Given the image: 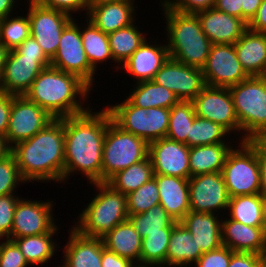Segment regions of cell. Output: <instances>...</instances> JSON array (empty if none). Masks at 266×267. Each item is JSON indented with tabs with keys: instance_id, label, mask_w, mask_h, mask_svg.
<instances>
[{
	"instance_id": "obj_17",
	"label": "cell",
	"mask_w": 266,
	"mask_h": 267,
	"mask_svg": "<svg viewBox=\"0 0 266 267\" xmlns=\"http://www.w3.org/2000/svg\"><path fill=\"white\" fill-rule=\"evenodd\" d=\"M53 207V201L20 198L14 210L13 225L8 239L49 233L56 226Z\"/></svg>"
},
{
	"instance_id": "obj_30",
	"label": "cell",
	"mask_w": 266,
	"mask_h": 267,
	"mask_svg": "<svg viewBox=\"0 0 266 267\" xmlns=\"http://www.w3.org/2000/svg\"><path fill=\"white\" fill-rule=\"evenodd\" d=\"M234 147L228 143H218L190 147V177L200 174L221 172L228 152Z\"/></svg>"
},
{
	"instance_id": "obj_32",
	"label": "cell",
	"mask_w": 266,
	"mask_h": 267,
	"mask_svg": "<svg viewBox=\"0 0 266 267\" xmlns=\"http://www.w3.org/2000/svg\"><path fill=\"white\" fill-rule=\"evenodd\" d=\"M126 98L137 107L149 109L161 107L170 109L179 102L177 96L166 87L152 80L137 82Z\"/></svg>"
},
{
	"instance_id": "obj_5",
	"label": "cell",
	"mask_w": 266,
	"mask_h": 267,
	"mask_svg": "<svg viewBox=\"0 0 266 267\" xmlns=\"http://www.w3.org/2000/svg\"><path fill=\"white\" fill-rule=\"evenodd\" d=\"M98 193L78 216L75 230L88 237L102 239L116 225L128 219L127 197L106 182L91 183Z\"/></svg>"
},
{
	"instance_id": "obj_6",
	"label": "cell",
	"mask_w": 266,
	"mask_h": 267,
	"mask_svg": "<svg viewBox=\"0 0 266 267\" xmlns=\"http://www.w3.org/2000/svg\"><path fill=\"white\" fill-rule=\"evenodd\" d=\"M242 140L266 138V76H250L230 86Z\"/></svg>"
},
{
	"instance_id": "obj_26",
	"label": "cell",
	"mask_w": 266,
	"mask_h": 267,
	"mask_svg": "<svg viewBox=\"0 0 266 267\" xmlns=\"http://www.w3.org/2000/svg\"><path fill=\"white\" fill-rule=\"evenodd\" d=\"M201 213L189 211L179 222L192 234L197 247L206 253L221 247V220L219 213Z\"/></svg>"
},
{
	"instance_id": "obj_11",
	"label": "cell",
	"mask_w": 266,
	"mask_h": 267,
	"mask_svg": "<svg viewBox=\"0 0 266 267\" xmlns=\"http://www.w3.org/2000/svg\"><path fill=\"white\" fill-rule=\"evenodd\" d=\"M54 118L25 95H12L6 142L11 148L41 131Z\"/></svg>"
},
{
	"instance_id": "obj_61",
	"label": "cell",
	"mask_w": 266,
	"mask_h": 267,
	"mask_svg": "<svg viewBox=\"0 0 266 267\" xmlns=\"http://www.w3.org/2000/svg\"><path fill=\"white\" fill-rule=\"evenodd\" d=\"M133 267H155L152 265H142V264H135ZM157 267V266H156Z\"/></svg>"
},
{
	"instance_id": "obj_24",
	"label": "cell",
	"mask_w": 266,
	"mask_h": 267,
	"mask_svg": "<svg viewBox=\"0 0 266 267\" xmlns=\"http://www.w3.org/2000/svg\"><path fill=\"white\" fill-rule=\"evenodd\" d=\"M68 241L64 246L63 265L65 267H101L103 239L80 234L73 227L68 231Z\"/></svg>"
},
{
	"instance_id": "obj_25",
	"label": "cell",
	"mask_w": 266,
	"mask_h": 267,
	"mask_svg": "<svg viewBox=\"0 0 266 267\" xmlns=\"http://www.w3.org/2000/svg\"><path fill=\"white\" fill-rule=\"evenodd\" d=\"M159 191V204L179 222L190 211L189 179L154 174Z\"/></svg>"
},
{
	"instance_id": "obj_12",
	"label": "cell",
	"mask_w": 266,
	"mask_h": 267,
	"mask_svg": "<svg viewBox=\"0 0 266 267\" xmlns=\"http://www.w3.org/2000/svg\"><path fill=\"white\" fill-rule=\"evenodd\" d=\"M27 3L30 35L51 60L58 50L63 29L73 17L65 12L38 5L32 0H27Z\"/></svg>"
},
{
	"instance_id": "obj_41",
	"label": "cell",
	"mask_w": 266,
	"mask_h": 267,
	"mask_svg": "<svg viewBox=\"0 0 266 267\" xmlns=\"http://www.w3.org/2000/svg\"><path fill=\"white\" fill-rule=\"evenodd\" d=\"M30 36V23L28 14L24 17L7 16L0 18V43L8 50L16 49Z\"/></svg>"
},
{
	"instance_id": "obj_36",
	"label": "cell",
	"mask_w": 266,
	"mask_h": 267,
	"mask_svg": "<svg viewBox=\"0 0 266 267\" xmlns=\"http://www.w3.org/2000/svg\"><path fill=\"white\" fill-rule=\"evenodd\" d=\"M227 216L244 225L264 227L262 221L261 194L240 195L229 198ZM231 215V216H230Z\"/></svg>"
},
{
	"instance_id": "obj_48",
	"label": "cell",
	"mask_w": 266,
	"mask_h": 267,
	"mask_svg": "<svg viewBox=\"0 0 266 267\" xmlns=\"http://www.w3.org/2000/svg\"><path fill=\"white\" fill-rule=\"evenodd\" d=\"M169 7L182 13H197L214 7L216 0H163Z\"/></svg>"
},
{
	"instance_id": "obj_54",
	"label": "cell",
	"mask_w": 266,
	"mask_h": 267,
	"mask_svg": "<svg viewBox=\"0 0 266 267\" xmlns=\"http://www.w3.org/2000/svg\"><path fill=\"white\" fill-rule=\"evenodd\" d=\"M248 28L255 32L266 33V0H262L255 17L248 24Z\"/></svg>"
},
{
	"instance_id": "obj_53",
	"label": "cell",
	"mask_w": 266,
	"mask_h": 267,
	"mask_svg": "<svg viewBox=\"0 0 266 267\" xmlns=\"http://www.w3.org/2000/svg\"><path fill=\"white\" fill-rule=\"evenodd\" d=\"M241 0H216L214 7L229 15L242 19Z\"/></svg>"
},
{
	"instance_id": "obj_31",
	"label": "cell",
	"mask_w": 266,
	"mask_h": 267,
	"mask_svg": "<svg viewBox=\"0 0 266 267\" xmlns=\"http://www.w3.org/2000/svg\"><path fill=\"white\" fill-rule=\"evenodd\" d=\"M56 225L49 233L14 238L13 241L19 247L29 265H44L48 263L57 249L58 244L53 240L58 232Z\"/></svg>"
},
{
	"instance_id": "obj_35",
	"label": "cell",
	"mask_w": 266,
	"mask_h": 267,
	"mask_svg": "<svg viewBox=\"0 0 266 267\" xmlns=\"http://www.w3.org/2000/svg\"><path fill=\"white\" fill-rule=\"evenodd\" d=\"M153 175L152 162L148 156L145 160L118 171L106 183L115 191L127 195L148 182Z\"/></svg>"
},
{
	"instance_id": "obj_13",
	"label": "cell",
	"mask_w": 266,
	"mask_h": 267,
	"mask_svg": "<svg viewBox=\"0 0 266 267\" xmlns=\"http://www.w3.org/2000/svg\"><path fill=\"white\" fill-rule=\"evenodd\" d=\"M51 66L48 57L29 58L9 50L0 77V92L25 95L43 69Z\"/></svg>"
},
{
	"instance_id": "obj_55",
	"label": "cell",
	"mask_w": 266,
	"mask_h": 267,
	"mask_svg": "<svg viewBox=\"0 0 266 267\" xmlns=\"http://www.w3.org/2000/svg\"><path fill=\"white\" fill-rule=\"evenodd\" d=\"M262 0H241L242 19L249 24L255 17Z\"/></svg>"
},
{
	"instance_id": "obj_4",
	"label": "cell",
	"mask_w": 266,
	"mask_h": 267,
	"mask_svg": "<svg viewBox=\"0 0 266 267\" xmlns=\"http://www.w3.org/2000/svg\"><path fill=\"white\" fill-rule=\"evenodd\" d=\"M166 18V46L170 58L182 64L202 69L207 61L212 42L201 29L198 16L182 13L160 0Z\"/></svg>"
},
{
	"instance_id": "obj_50",
	"label": "cell",
	"mask_w": 266,
	"mask_h": 267,
	"mask_svg": "<svg viewBox=\"0 0 266 267\" xmlns=\"http://www.w3.org/2000/svg\"><path fill=\"white\" fill-rule=\"evenodd\" d=\"M11 107L12 95L0 92V135L4 138L7 134Z\"/></svg>"
},
{
	"instance_id": "obj_59",
	"label": "cell",
	"mask_w": 266,
	"mask_h": 267,
	"mask_svg": "<svg viewBox=\"0 0 266 267\" xmlns=\"http://www.w3.org/2000/svg\"><path fill=\"white\" fill-rule=\"evenodd\" d=\"M8 49L0 43V77L8 54Z\"/></svg>"
},
{
	"instance_id": "obj_21",
	"label": "cell",
	"mask_w": 266,
	"mask_h": 267,
	"mask_svg": "<svg viewBox=\"0 0 266 267\" xmlns=\"http://www.w3.org/2000/svg\"><path fill=\"white\" fill-rule=\"evenodd\" d=\"M195 14L202 31L212 44H235L248 29V24L243 19L219 11L215 7Z\"/></svg>"
},
{
	"instance_id": "obj_10",
	"label": "cell",
	"mask_w": 266,
	"mask_h": 267,
	"mask_svg": "<svg viewBox=\"0 0 266 267\" xmlns=\"http://www.w3.org/2000/svg\"><path fill=\"white\" fill-rule=\"evenodd\" d=\"M74 19L65 26L61 33L58 50L51 59V67L78 76L92 89L96 71L87 59L80 27Z\"/></svg>"
},
{
	"instance_id": "obj_47",
	"label": "cell",
	"mask_w": 266,
	"mask_h": 267,
	"mask_svg": "<svg viewBox=\"0 0 266 267\" xmlns=\"http://www.w3.org/2000/svg\"><path fill=\"white\" fill-rule=\"evenodd\" d=\"M38 5L59 10L73 16L71 13L80 12L81 10L87 13L89 10L90 0H32ZM73 11V12H72Z\"/></svg>"
},
{
	"instance_id": "obj_8",
	"label": "cell",
	"mask_w": 266,
	"mask_h": 267,
	"mask_svg": "<svg viewBox=\"0 0 266 267\" xmlns=\"http://www.w3.org/2000/svg\"><path fill=\"white\" fill-rule=\"evenodd\" d=\"M149 144L142 138L122 130L112 120L103 142L101 182H107L118 171L148 157Z\"/></svg>"
},
{
	"instance_id": "obj_1",
	"label": "cell",
	"mask_w": 266,
	"mask_h": 267,
	"mask_svg": "<svg viewBox=\"0 0 266 267\" xmlns=\"http://www.w3.org/2000/svg\"><path fill=\"white\" fill-rule=\"evenodd\" d=\"M111 120L107 108L64 117V183L76 172L89 184L101 182L103 142Z\"/></svg>"
},
{
	"instance_id": "obj_34",
	"label": "cell",
	"mask_w": 266,
	"mask_h": 267,
	"mask_svg": "<svg viewBox=\"0 0 266 267\" xmlns=\"http://www.w3.org/2000/svg\"><path fill=\"white\" fill-rule=\"evenodd\" d=\"M85 19L87 23L84 29L80 27V35L87 59L91 67L97 71L98 63L107 62V59L114 61V59L110 51L108 34L98 29L87 18Z\"/></svg>"
},
{
	"instance_id": "obj_9",
	"label": "cell",
	"mask_w": 266,
	"mask_h": 267,
	"mask_svg": "<svg viewBox=\"0 0 266 267\" xmlns=\"http://www.w3.org/2000/svg\"><path fill=\"white\" fill-rule=\"evenodd\" d=\"M112 121L122 130L132 133L148 144L166 138L169 127L170 109L134 106L127 98L120 104L106 107Z\"/></svg>"
},
{
	"instance_id": "obj_46",
	"label": "cell",
	"mask_w": 266,
	"mask_h": 267,
	"mask_svg": "<svg viewBox=\"0 0 266 267\" xmlns=\"http://www.w3.org/2000/svg\"><path fill=\"white\" fill-rule=\"evenodd\" d=\"M233 253L234 251L222 245L218 249L203 253L193 265H196L195 267H228Z\"/></svg>"
},
{
	"instance_id": "obj_56",
	"label": "cell",
	"mask_w": 266,
	"mask_h": 267,
	"mask_svg": "<svg viewBox=\"0 0 266 267\" xmlns=\"http://www.w3.org/2000/svg\"><path fill=\"white\" fill-rule=\"evenodd\" d=\"M259 167L262 189L266 193V138L259 139Z\"/></svg>"
},
{
	"instance_id": "obj_52",
	"label": "cell",
	"mask_w": 266,
	"mask_h": 267,
	"mask_svg": "<svg viewBox=\"0 0 266 267\" xmlns=\"http://www.w3.org/2000/svg\"><path fill=\"white\" fill-rule=\"evenodd\" d=\"M135 264L130 260L107 250H102L101 267H133Z\"/></svg>"
},
{
	"instance_id": "obj_15",
	"label": "cell",
	"mask_w": 266,
	"mask_h": 267,
	"mask_svg": "<svg viewBox=\"0 0 266 267\" xmlns=\"http://www.w3.org/2000/svg\"><path fill=\"white\" fill-rule=\"evenodd\" d=\"M202 70L206 85L212 87L229 88L249 77L237 58L234 44H212Z\"/></svg>"
},
{
	"instance_id": "obj_19",
	"label": "cell",
	"mask_w": 266,
	"mask_h": 267,
	"mask_svg": "<svg viewBox=\"0 0 266 267\" xmlns=\"http://www.w3.org/2000/svg\"><path fill=\"white\" fill-rule=\"evenodd\" d=\"M189 150L186 144L167 138L149 143L148 156L152 162L153 173L189 179Z\"/></svg>"
},
{
	"instance_id": "obj_57",
	"label": "cell",
	"mask_w": 266,
	"mask_h": 267,
	"mask_svg": "<svg viewBox=\"0 0 266 267\" xmlns=\"http://www.w3.org/2000/svg\"><path fill=\"white\" fill-rule=\"evenodd\" d=\"M16 1L17 0H0V18L14 14L13 8L16 6L15 4H17Z\"/></svg>"
},
{
	"instance_id": "obj_33",
	"label": "cell",
	"mask_w": 266,
	"mask_h": 267,
	"mask_svg": "<svg viewBox=\"0 0 266 267\" xmlns=\"http://www.w3.org/2000/svg\"><path fill=\"white\" fill-rule=\"evenodd\" d=\"M136 23L120 28L108 34L110 51L115 63H118V71L123 64L147 39L139 31ZM120 65V66H119Z\"/></svg>"
},
{
	"instance_id": "obj_40",
	"label": "cell",
	"mask_w": 266,
	"mask_h": 267,
	"mask_svg": "<svg viewBox=\"0 0 266 267\" xmlns=\"http://www.w3.org/2000/svg\"><path fill=\"white\" fill-rule=\"evenodd\" d=\"M229 135L230 133L219 124L196 116L190 127V136H187V146L190 148L201 145L228 143L225 139L230 140V138H227Z\"/></svg>"
},
{
	"instance_id": "obj_29",
	"label": "cell",
	"mask_w": 266,
	"mask_h": 267,
	"mask_svg": "<svg viewBox=\"0 0 266 267\" xmlns=\"http://www.w3.org/2000/svg\"><path fill=\"white\" fill-rule=\"evenodd\" d=\"M102 239L107 250L130 260L134 264H140L142 237L128 219L116 225Z\"/></svg>"
},
{
	"instance_id": "obj_42",
	"label": "cell",
	"mask_w": 266,
	"mask_h": 267,
	"mask_svg": "<svg viewBox=\"0 0 266 267\" xmlns=\"http://www.w3.org/2000/svg\"><path fill=\"white\" fill-rule=\"evenodd\" d=\"M127 210L129 215L146 212L152 206L160 202L158 184L153 177L135 191L126 195Z\"/></svg>"
},
{
	"instance_id": "obj_37",
	"label": "cell",
	"mask_w": 266,
	"mask_h": 267,
	"mask_svg": "<svg viewBox=\"0 0 266 267\" xmlns=\"http://www.w3.org/2000/svg\"><path fill=\"white\" fill-rule=\"evenodd\" d=\"M128 220L142 238L147 236V233L172 229L177 222L160 204L152 206L144 213L129 215Z\"/></svg>"
},
{
	"instance_id": "obj_38",
	"label": "cell",
	"mask_w": 266,
	"mask_h": 267,
	"mask_svg": "<svg viewBox=\"0 0 266 267\" xmlns=\"http://www.w3.org/2000/svg\"><path fill=\"white\" fill-rule=\"evenodd\" d=\"M196 117L192 101H179L170 108L166 138L187 145L190 127Z\"/></svg>"
},
{
	"instance_id": "obj_20",
	"label": "cell",
	"mask_w": 266,
	"mask_h": 267,
	"mask_svg": "<svg viewBox=\"0 0 266 267\" xmlns=\"http://www.w3.org/2000/svg\"><path fill=\"white\" fill-rule=\"evenodd\" d=\"M135 0H90L86 17L104 33H111L136 22ZM135 12V13H134Z\"/></svg>"
},
{
	"instance_id": "obj_2",
	"label": "cell",
	"mask_w": 266,
	"mask_h": 267,
	"mask_svg": "<svg viewBox=\"0 0 266 267\" xmlns=\"http://www.w3.org/2000/svg\"><path fill=\"white\" fill-rule=\"evenodd\" d=\"M11 153L26 182L64 183V117L12 146Z\"/></svg>"
},
{
	"instance_id": "obj_45",
	"label": "cell",
	"mask_w": 266,
	"mask_h": 267,
	"mask_svg": "<svg viewBox=\"0 0 266 267\" xmlns=\"http://www.w3.org/2000/svg\"><path fill=\"white\" fill-rule=\"evenodd\" d=\"M29 264L13 240L0 242V267H27Z\"/></svg>"
},
{
	"instance_id": "obj_43",
	"label": "cell",
	"mask_w": 266,
	"mask_h": 267,
	"mask_svg": "<svg viewBox=\"0 0 266 267\" xmlns=\"http://www.w3.org/2000/svg\"><path fill=\"white\" fill-rule=\"evenodd\" d=\"M26 183L22 178L13 154L10 152L0 160V196L15 194L18 184Z\"/></svg>"
},
{
	"instance_id": "obj_49",
	"label": "cell",
	"mask_w": 266,
	"mask_h": 267,
	"mask_svg": "<svg viewBox=\"0 0 266 267\" xmlns=\"http://www.w3.org/2000/svg\"><path fill=\"white\" fill-rule=\"evenodd\" d=\"M228 267H266V257L251 252H234Z\"/></svg>"
},
{
	"instance_id": "obj_51",
	"label": "cell",
	"mask_w": 266,
	"mask_h": 267,
	"mask_svg": "<svg viewBox=\"0 0 266 267\" xmlns=\"http://www.w3.org/2000/svg\"><path fill=\"white\" fill-rule=\"evenodd\" d=\"M15 50L19 54L24 55V57H47L43 52L41 46L31 35L26 38Z\"/></svg>"
},
{
	"instance_id": "obj_3",
	"label": "cell",
	"mask_w": 266,
	"mask_h": 267,
	"mask_svg": "<svg viewBox=\"0 0 266 267\" xmlns=\"http://www.w3.org/2000/svg\"><path fill=\"white\" fill-rule=\"evenodd\" d=\"M91 90L78 76L50 66L40 72L25 96L53 118H63L87 111L90 107L84 108L82 102Z\"/></svg>"
},
{
	"instance_id": "obj_39",
	"label": "cell",
	"mask_w": 266,
	"mask_h": 267,
	"mask_svg": "<svg viewBox=\"0 0 266 267\" xmlns=\"http://www.w3.org/2000/svg\"><path fill=\"white\" fill-rule=\"evenodd\" d=\"M171 232L172 229H162V232L147 233V236L142 238L140 264L166 266Z\"/></svg>"
},
{
	"instance_id": "obj_28",
	"label": "cell",
	"mask_w": 266,
	"mask_h": 267,
	"mask_svg": "<svg viewBox=\"0 0 266 267\" xmlns=\"http://www.w3.org/2000/svg\"><path fill=\"white\" fill-rule=\"evenodd\" d=\"M202 255L203 253L197 247L191 232L180 222H176L172 228L168 244L166 266L190 267Z\"/></svg>"
},
{
	"instance_id": "obj_14",
	"label": "cell",
	"mask_w": 266,
	"mask_h": 267,
	"mask_svg": "<svg viewBox=\"0 0 266 267\" xmlns=\"http://www.w3.org/2000/svg\"><path fill=\"white\" fill-rule=\"evenodd\" d=\"M192 103L196 116L219 124L229 133L241 131L229 88L206 85Z\"/></svg>"
},
{
	"instance_id": "obj_18",
	"label": "cell",
	"mask_w": 266,
	"mask_h": 267,
	"mask_svg": "<svg viewBox=\"0 0 266 267\" xmlns=\"http://www.w3.org/2000/svg\"><path fill=\"white\" fill-rule=\"evenodd\" d=\"M190 210L217 213L228 208L229 195L221 172L189 178Z\"/></svg>"
},
{
	"instance_id": "obj_22",
	"label": "cell",
	"mask_w": 266,
	"mask_h": 267,
	"mask_svg": "<svg viewBox=\"0 0 266 267\" xmlns=\"http://www.w3.org/2000/svg\"><path fill=\"white\" fill-rule=\"evenodd\" d=\"M221 219L222 244L234 252H251L266 257L264 227H252L231 218ZM226 219V220H225Z\"/></svg>"
},
{
	"instance_id": "obj_60",
	"label": "cell",
	"mask_w": 266,
	"mask_h": 267,
	"mask_svg": "<svg viewBox=\"0 0 266 267\" xmlns=\"http://www.w3.org/2000/svg\"><path fill=\"white\" fill-rule=\"evenodd\" d=\"M261 209H262V221L264 226V231L266 233V193H261Z\"/></svg>"
},
{
	"instance_id": "obj_7",
	"label": "cell",
	"mask_w": 266,
	"mask_h": 267,
	"mask_svg": "<svg viewBox=\"0 0 266 267\" xmlns=\"http://www.w3.org/2000/svg\"><path fill=\"white\" fill-rule=\"evenodd\" d=\"M228 152L221 174L229 198L263 192L259 167V139L239 141Z\"/></svg>"
},
{
	"instance_id": "obj_16",
	"label": "cell",
	"mask_w": 266,
	"mask_h": 267,
	"mask_svg": "<svg viewBox=\"0 0 266 267\" xmlns=\"http://www.w3.org/2000/svg\"><path fill=\"white\" fill-rule=\"evenodd\" d=\"M152 81L172 91L179 101H192L206 86L203 70L168 58Z\"/></svg>"
},
{
	"instance_id": "obj_58",
	"label": "cell",
	"mask_w": 266,
	"mask_h": 267,
	"mask_svg": "<svg viewBox=\"0 0 266 267\" xmlns=\"http://www.w3.org/2000/svg\"><path fill=\"white\" fill-rule=\"evenodd\" d=\"M11 152V148L6 142V138L0 135V160Z\"/></svg>"
},
{
	"instance_id": "obj_23",
	"label": "cell",
	"mask_w": 266,
	"mask_h": 267,
	"mask_svg": "<svg viewBox=\"0 0 266 267\" xmlns=\"http://www.w3.org/2000/svg\"><path fill=\"white\" fill-rule=\"evenodd\" d=\"M152 43V44H151ZM170 57L166 44L149 41L143 44L122 64L120 69H125L133 76L134 81H149L160 70Z\"/></svg>"
},
{
	"instance_id": "obj_27",
	"label": "cell",
	"mask_w": 266,
	"mask_h": 267,
	"mask_svg": "<svg viewBox=\"0 0 266 267\" xmlns=\"http://www.w3.org/2000/svg\"><path fill=\"white\" fill-rule=\"evenodd\" d=\"M234 48L243 70L250 76H266V33L249 28L235 42Z\"/></svg>"
},
{
	"instance_id": "obj_44",
	"label": "cell",
	"mask_w": 266,
	"mask_h": 267,
	"mask_svg": "<svg viewBox=\"0 0 266 267\" xmlns=\"http://www.w3.org/2000/svg\"><path fill=\"white\" fill-rule=\"evenodd\" d=\"M19 197L15 194L0 196V238L8 239L13 225V215Z\"/></svg>"
}]
</instances>
